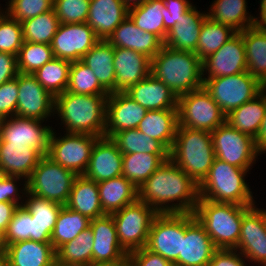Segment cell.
<instances>
[{
  "label": "cell",
  "instance_id": "13",
  "mask_svg": "<svg viewBox=\"0 0 266 266\" xmlns=\"http://www.w3.org/2000/svg\"><path fill=\"white\" fill-rule=\"evenodd\" d=\"M182 238H185V213L158 214L149 230L146 248L178 266Z\"/></svg>",
  "mask_w": 266,
  "mask_h": 266
},
{
  "label": "cell",
  "instance_id": "50",
  "mask_svg": "<svg viewBox=\"0 0 266 266\" xmlns=\"http://www.w3.org/2000/svg\"><path fill=\"white\" fill-rule=\"evenodd\" d=\"M6 13L20 23L53 9V0H9Z\"/></svg>",
  "mask_w": 266,
  "mask_h": 266
},
{
  "label": "cell",
  "instance_id": "20",
  "mask_svg": "<svg viewBox=\"0 0 266 266\" xmlns=\"http://www.w3.org/2000/svg\"><path fill=\"white\" fill-rule=\"evenodd\" d=\"M245 71H247L245 44L239 32L219 50L202 60L203 78L224 77Z\"/></svg>",
  "mask_w": 266,
  "mask_h": 266
},
{
  "label": "cell",
  "instance_id": "43",
  "mask_svg": "<svg viewBox=\"0 0 266 266\" xmlns=\"http://www.w3.org/2000/svg\"><path fill=\"white\" fill-rule=\"evenodd\" d=\"M93 232L90 226L83 230L75 239L60 246L56 259L62 263L90 266L92 265Z\"/></svg>",
  "mask_w": 266,
  "mask_h": 266
},
{
  "label": "cell",
  "instance_id": "28",
  "mask_svg": "<svg viewBox=\"0 0 266 266\" xmlns=\"http://www.w3.org/2000/svg\"><path fill=\"white\" fill-rule=\"evenodd\" d=\"M192 5L182 16L173 28L168 31L164 45L175 50L189 51L196 53V47L200 35L201 26L207 17V12L197 10Z\"/></svg>",
  "mask_w": 266,
  "mask_h": 266
},
{
  "label": "cell",
  "instance_id": "25",
  "mask_svg": "<svg viewBox=\"0 0 266 266\" xmlns=\"http://www.w3.org/2000/svg\"><path fill=\"white\" fill-rule=\"evenodd\" d=\"M129 9L122 0H90L87 24L99 40H107L128 17Z\"/></svg>",
  "mask_w": 266,
  "mask_h": 266
},
{
  "label": "cell",
  "instance_id": "32",
  "mask_svg": "<svg viewBox=\"0 0 266 266\" xmlns=\"http://www.w3.org/2000/svg\"><path fill=\"white\" fill-rule=\"evenodd\" d=\"M113 60L114 47L107 40H99L81 59L108 93L116 92Z\"/></svg>",
  "mask_w": 266,
  "mask_h": 266
},
{
  "label": "cell",
  "instance_id": "54",
  "mask_svg": "<svg viewBox=\"0 0 266 266\" xmlns=\"http://www.w3.org/2000/svg\"><path fill=\"white\" fill-rule=\"evenodd\" d=\"M162 15L165 27V39L168 31L177 23V20L193 5L189 0H164Z\"/></svg>",
  "mask_w": 266,
  "mask_h": 266
},
{
  "label": "cell",
  "instance_id": "21",
  "mask_svg": "<svg viewBox=\"0 0 266 266\" xmlns=\"http://www.w3.org/2000/svg\"><path fill=\"white\" fill-rule=\"evenodd\" d=\"M147 111L125 92L109 93L106 101L105 137L112 138L117 132L136 129Z\"/></svg>",
  "mask_w": 266,
  "mask_h": 266
},
{
  "label": "cell",
  "instance_id": "5",
  "mask_svg": "<svg viewBox=\"0 0 266 266\" xmlns=\"http://www.w3.org/2000/svg\"><path fill=\"white\" fill-rule=\"evenodd\" d=\"M169 158L199 185L215 159L211 132L178 126Z\"/></svg>",
  "mask_w": 266,
  "mask_h": 266
},
{
  "label": "cell",
  "instance_id": "65",
  "mask_svg": "<svg viewBox=\"0 0 266 266\" xmlns=\"http://www.w3.org/2000/svg\"><path fill=\"white\" fill-rule=\"evenodd\" d=\"M1 7H2V6H0V18L6 13V7L3 8L4 10H2Z\"/></svg>",
  "mask_w": 266,
  "mask_h": 266
},
{
  "label": "cell",
  "instance_id": "24",
  "mask_svg": "<svg viewBox=\"0 0 266 266\" xmlns=\"http://www.w3.org/2000/svg\"><path fill=\"white\" fill-rule=\"evenodd\" d=\"M107 41L113 47L131 49L150 59L164 46V42L157 35L138 28L129 16L112 32Z\"/></svg>",
  "mask_w": 266,
  "mask_h": 266
},
{
  "label": "cell",
  "instance_id": "47",
  "mask_svg": "<svg viewBox=\"0 0 266 266\" xmlns=\"http://www.w3.org/2000/svg\"><path fill=\"white\" fill-rule=\"evenodd\" d=\"M54 57L51 45L24 41L17 55L19 73L34 74Z\"/></svg>",
  "mask_w": 266,
  "mask_h": 266
},
{
  "label": "cell",
  "instance_id": "51",
  "mask_svg": "<svg viewBox=\"0 0 266 266\" xmlns=\"http://www.w3.org/2000/svg\"><path fill=\"white\" fill-rule=\"evenodd\" d=\"M31 221V213L26 207L18 206L4 232L6 245L31 240Z\"/></svg>",
  "mask_w": 266,
  "mask_h": 266
},
{
  "label": "cell",
  "instance_id": "46",
  "mask_svg": "<svg viewBox=\"0 0 266 266\" xmlns=\"http://www.w3.org/2000/svg\"><path fill=\"white\" fill-rule=\"evenodd\" d=\"M66 91L81 95L109 96L93 71L81 60L71 62Z\"/></svg>",
  "mask_w": 266,
  "mask_h": 266
},
{
  "label": "cell",
  "instance_id": "63",
  "mask_svg": "<svg viewBox=\"0 0 266 266\" xmlns=\"http://www.w3.org/2000/svg\"><path fill=\"white\" fill-rule=\"evenodd\" d=\"M7 245L5 242L4 232L0 230V251H6Z\"/></svg>",
  "mask_w": 266,
  "mask_h": 266
},
{
  "label": "cell",
  "instance_id": "29",
  "mask_svg": "<svg viewBox=\"0 0 266 266\" xmlns=\"http://www.w3.org/2000/svg\"><path fill=\"white\" fill-rule=\"evenodd\" d=\"M42 155L24 144L0 143V174L19 176L26 181Z\"/></svg>",
  "mask_w": 266,
  "mask_h": 266
},
{
  "label": "cell",
  "instance_id": "41",
  "mask_svg": "<svg viewBox=\"0 0 266 266\" xmlns=\"http://www.w3.org/2000/svg\"><path fill=\"white\" fill-rule=\"evenodd\" d=\"M164 6V0H148L144 4L130 8L128 16L138 28L157 35L164 42L165 27L162 15Z\"/></svg>",
  "mask_w": 266,
  "mask_h": 266
},
{
  "label": "cell",
  "instance_id": "61",
  "mask_svg": "<svg viewBox=\"0 0 266 266\" xmlns=\"http://www.w3.org/2000/svg\"><path fill=\"white\" fill-rule=\"evenodd\" d=\"M124 5L130 9L134 6H138L141 4H144L145 2H147L148 0H122Z\"/></svg>",
  "mask_w": 266,
  "mask_h": 266
},
{
  "label": "cell",
  "instance_id": "23",
  "mask_svg": "<svg viewBox=\"0 0 266 266\" xmlns=\"http://www.w3.org/2000/svg\"><path fill=\"white\" fill-rule=\"evenodd\" d=\"M116 92H125L151 73V59L131 49L114 47Z\"/></svg>",
  "mask_w": 266,
  "mask_h": 266
},
{
  "label": "cell",
  "instance_id": "40",
  "mask_svg": "<svg viewBox=\"0 0 266 266\" xmlns=\"http://www.w3.org/2000/svg\"><path fill=\"white\" fill-rule=\"evenodd\" d=\"M90 219L82 214L63 206L59 211L56 224L51 235V244L56 251L60 246L75 239L87 229Z\"/></svg>",
  "mask_w": 266,
  "mask_h": 266
},
{
  "label": "cell",
  "instance_id": "30",
  "mask_svg": "<svg viewBox=\"0 0 266 266\" xmlns=\"http://www.w3.org/2000/svg\"><path fill=\"white\" fill-rule=\"evenodd\" d=\"M65 206L90 220L105 215L100 202L97 182L84 175H78L75 178Z\"/></svg>",
  "mask_w": 266,
  "mask_h": 266
},
{
  "label": "cell",
  "instance_id": "62",
  "mask_svg": "<svg viewBox=\"0 0 266 266\" xmlns=\"http://www.w3.org/2000/svg\"><path fill=\"white\" fill-rule=\"evenodd\" d=\"M0 266H8V257L6 251H0Z\"/></svg>",
  "mask_w": 266,
  "mask_h": 266
},
{
  "label": "cell",
  "instance_id": "36",
  "mask_svg": "<svg viewBox=\"0 0 266 266\" xmlns=\"http://www.w3.org/2000/svg\"><path fill=\"white\" fill-rule=\"evenodd\" d=\"M247 4L246 0H214L208 8L207 17L241 32L256 22L257 16L247 11Z\"/></svg>",
  "mask_w": 266,
  "mask_h": 266
},
{
  "label": "cell",
  "instance_id": "27",
  "mask_svg": "<svg viewBox=\"0 0 266 266\" xmlns=\"http://www.w3.org/2000/svg\"><path fill=\"white\" fill-rule=\"evenodd\" d=\"M31 213V240L51 243L56 219L63 205L26 192L23 204Z\"/></svg>",
  "mask_w": 266,
  "mask_h": 266
},
{
  "label": "cell",
  "instance_id": "18",
  "mask_svg": "<svg viewBox=\"0 0 266 266\" xmlns=\"http://www.w3.org/2000/svg\"><path fill=\"white\" fill-rule=\"evenodd\" d=\"M99 41L93 29L85 23H60L53 37L51 48L55 58L70 62L82 57Z\"/></svg>",
  "mask_w": 266,
  "mask_h": 266
},
{
  "label": "cell",
  "instance_id": "10",
  "mask_svg": "<svg viewBox=\"0 0 266 266\" xmlns=\"http://www.w3.org/2000/svg\"><path fill=\"white\" fill-rule=\"evenodd\" d=\"M157 215L152 207L139 200L112 213L118 242L127 253L146 247L149 230Z\"/></svg>",
  "mask_w": 266,
  "mask_h": 266
},
{
  "label": "cell",
  "instance_id": "15",
  "mask_svg": "<svg viewBox=\"0 0 266 266\" xmlns=\"http://www.w3.org/2000/svg\"><path fill=\"white\" fill-rule=\"evenodd\" d=\"M250 263L266 266V225L265 208L255 204L244 213L241 223L240 238L235 248Z\"/></svg>",
  "mask_w": 266,
  "mask_h": 266
},
{
  "label": "cell",
  "instance_id": "6",
  "mask_svg": "<svg viewBox=\"0 0 266 266\" xmlns=\"http://www.w3.org/2000/svg\"><path fill=\"white\" fill-rule=\"evenodd\" d=\"M249 207L199 197L194 216L203 225L217 249H235L240 238L243 213Z\"/></svg>",
  "mask_w": 266,
  "mask_h": 266
},
{
  "label": "cell",
  "instance_id": "2",
  "mask_svg": "<svg viewBox=\"0 0 266 266\" xmlns=\"http://www.w3.org/2000/svg\"><path fill=\"white\" fill-rule=\"evenodd\" d=\"M107 97L65 91L55 97L54 117H59L64 132L104 137Z\"/></svg>",
  "mask_w": 266,
  "mask_h": 266
},
{
  "label": "cell",
  "instance_id": "59",
  "mask_svg": "<svg viewBox=\"0 0 266 266\" xmlns=\"http://www.w3.org/2000/svg\"><path fill=\"white\" fill-rule=\"evenodd\" d=\"M256 146L260 155L266 153V113L261 123L257 138L255 139Z\"/></svg>",
  "mask_w": 266,
  "mask_h": 266
},
{
  "label": "cell",
  "instance_id": "19",
  "mask_svg": "<svg viewBox=\"0 0 266 266\" xmlns=\"http://www.w3.org/2000/svg\"><path fill=\"white\" fill-rule=\"evenodd\" d=\"M216 250L194 213H185V238H182L178 266H208Z\"/></svg>",
  "mask_w": 266,
  "mask_h": 266
},
{
  "label": "cell",
  "instance_id": "11",
  "mask_svg": "<svg viewBox=\"0 0 266 266\" xmlns=\"http://www.w3.org/2000/svg\"><path fill=\"white\" fill-rule=\"evenodd\" d=\"M54 130L56 131L53 128L50 136L47 156L76 175H83L87 170L93 145L99 137L68 132H63L62 136Z\"/></svg>",
  "mask_w": 266,
  "mask_h": 266
},
{
  "label": "cell",
  "instance_id": "48",
  "mask_svg": "<svg viewBox=\"0 0 266 266\" xmlns=\"http://www.w3.org/2000/svg\"><path fill=\"white\" fill-rule=\"evenodd\" d=\"M90 0H53V9L59 23L77 24L87 22Z\"/></svg>",
  "mask_w": 266,
  "mask_h": 266
},
{
  "label": "cell",
  "instance_id": "60",
  "mask_svg": "<svg viewBox=\"0 0 266 266\" xmlns=\"http://www.w3.org/2000/svg\"><path fill=\"white\" fill-rule=\"evenodd\" d=\"M260 6H259V15L256 14L258 17H256L255 25L262 31H266V0H259Z\"/></svg>",
  "mask_w": 266,
  "mask_h": 266
},
{
  "label": "cell",
  "instance_id": "16",
  "mask_svg": "<svg viewBox=\"0 0 266 266\" xmlns=\"http://www.w3.org/2000/svg\"><path fill=\"white\" fill-rule=\"evenodd\" d=\"M93 232L92 265H127L128 253L118 242L112 214L90 220Z\"/></svg>",
  "mask_w": 266,
  "mask_h": 266
},
{
  "label": "cell",
  "instance_id": "22",
  "mask_svg": "<svg viewBox=\"0 0 266 266\" xmlns=\"http://www.w3.org/2000/svg\"><path fill=\"white\" fill-rule=\"evenodd\" d=\"M123 154L108 137H99L93 145L86 178L100 182L122 176Z\"/></svg>",
  "mask_w": 266,
  "mask_h": 266
},
{
  "label": "cell",
  "instance_id": "64",
  "mask_svg": "<svg viewBox=\"0 0 266 266\" xmlns=\"http://www.w3.org/2000/svg\"><path fill=\"white\" fill-rule=\"evenodd\" d=\"M51 266H79V265L62 263V262L58 261L57 259H55L54 262L51 264Z\"/></svg>",
  "mask_w": 266,
  "mask_h": 266
},
{
  "label": "cell",
  "instance_id": "57",
  "mask_svg": "<svg viewBox=\"0 0 266 266\" xmlns=\"http://www.w3.org/2000/svg\"><path fill=\"white\" fill-rule=\"evenodd\" d=\"M18 73L17 56L0 52V85L14 79Z\"/></svg>",
  "mask_w": 266,
  "mask_h": 266
},
{
  "label": "cell",
  "instance_id": "31",
  "mask_svg": "<svg viewBox=\"0 0 266 266\" xmlns=\"http://www.w3.org/2000/svg\"><path fill=\"white\" fill-rule=\"evenodd\" d=\"M8 266H51L56 252L51 243L32 240L7 245Z\"/></svg>",
  "mask_w": 266,
  "mask_h": 266
},
{
  "label": "cell",
  "instance_id": "17",
  "mask_svg": "<svg viewBox=\"0 0 266 266\" xmlns=\"http://www.w3.org/2000/svg\"><path fill=\"white\" fill-rule=\"evenodd\" d=\"M16 115L40 121L54 116L55 97L37 81L33 74L18 73Z\"/></svg>",
  "mask_w": 266,
  "mask_h": 266
},
{
  "label": "cell",
  "instance_id": "44",
  "mask_svg": "<svg viewBox=\"0 0 266 266\" xmlns=\"http://www.w3.org/2000/svg\"><path fill=\"white\" fill-rule=\"evenodd\" d=\"M71 62L60 58H53L46 62L33 75L37 81L53 97L63 94L66 91Z\"/></svg>",
  "mask_w": 266,
  "mask_h": 266
},
{
  "label": "cell",
  "instance_id": "66",
  "mask_svg": "<svg viewBox=\"0 0 266 266\" xmlns=\"http://www.w3.org/2000/svg\"><path fill=\"white\" fill-rule=\"evenodd\" d=\"M90 266H127V265H90Z\"/></svg>",
  "mask_w": 266,
  "mask_h": 266
},
{
  "label": "cell",
  "instance_id": "58",
  "mask_svg": "<svg viewBox=\"0 0 266 266\" xmlns=\"http://www.w3.org/2000/svg\"><path fill=\"white\" fill-rule=\"evenodd\" d=\"M18 204L11 202H0V230L5 232L11 221Z\"/></svg>",
  "mask_w": 266,
  "mask_h": 266
},
{
  "label": "cell",
  "instance_id": "3",
  "mask_svg": "<svg viewBox=\"0 0 266 266\" xmlns=\"http://www.w3.org/2000/svg\"><path fill=\"white\" fill-rule=\"evenodd\" d=\"M151 74L167 85L177 98L203 87L202 60L194 52L164 45L151 59Z\"/></svg>",
  "mask_w": 266,
  "mask_h": 266
},
{
  "label": "cell",
  "instance_id": "1",
  "mask_svg": "<svg viewBox=\"0 0 266 266\" xmlns=\"http://www.w3.org/2000/svg\"><path fill=\"white\" fill-rule=\"evenodd\" d=\"M138 200L158 214L194 213L199 185L169 158L140 186Z\"/></svg>",
  "mask_w": 266,
  "mask_h": 266
},
{
  "label": "cell",
  "instance_id": "42",
  "mask_svg": "<svg viewBox=\"0 0 266 266\" xmlns=\"http://www.w3.org/2000/svg\"><path fill=\"white\" fill-rule=\"evenodd\" d=\"M236 33L230 26L215 22L206 17L201 26L195 54L201 60L205 59L208 55L219 50Z\"/></svg>",
  "mask_w": 266,
  "mask_h": 266
},
{
  "label": "cell",
  "instance_id": "56",
  "mask_svg": "<svg viewBox=\"0 0 266 266\" xmlns=\"http://www.w3.org/2000/svg\"><path fill=\"white\" fill-rule=\"evenodd\" d=\"M248 260L236 249H217L208 266H249Z\"/></svg>",
  "mask_w": 266,
  "mask_h": 266
},
{
  "label": "cell",
  "instance_id": "34",
  "mask_svg": "<svg viewBox=\"0 0 266 266\" xmlns=\"http://www.w3.org/2000/svg\"><path fill=\"white\" fill-rule=\"evenodd\" d=\"M102 210L112 214L138 200V188L124 176L97 183Z\"/></svg>",
  "mask_w": 266,
  "mask_h": 266
},
{
  "label": "cell",
  "instance_id": "33",
  "mask_svg": "<svg viewBox=\"0 0 266 266\" xmlns=\"http://www.w3.org/2000/svg\"><path fill=\"white\" fill-rule=\"evenodd\" d=\"M178 127V109L148 110L137 129L171 150Z\"/></svg>",
  "mask_w": 266,
  "mask_h": 266
},
{
  "label": "cell",
  "instance_id": "7",
  "mask_svg": "<svg viewBox=\"0 0 266 266\" xmlns=\"http://www.w3.org/2000/svg\"><path fill=\"white\" fill-rule=\"evenodd\" d=\"M77 176L44 155L27 180V192L65 206Z\"/></svg>",
  "mask_w": 266,
  "mask_h": 266
},
{
  "label": "cell",
  "instance_id": "39",
  "mask_svg": "<svg viewBox=\"0 0 266 266\" xmlns=\"http://www.w3.org/2000/svg\"><path fill=\"white\" fill-rule=\"evenodd\" d=\"M122 154L148 153L153 155H169V150L158 140L136 129L117 132L111 138Z\"/></svg>",
  "mask_w": 266,
  "mask_h": 266
},
{
  "label": "cell",
  "instance_id": "37",
  "mask_svg": "<svg viewBox=\"0 0 266 266\" xmlns=\"http://www.w3.org/2000/svg\"><path fill=\"white\" fill-rule=\"evenodd\" d=\"M239 33L245 44L247 72L266 87V31L254 25Z\"/></svg>",
  "mask_w": 266,
  "mask_h": 266
},
{
  "label": "cell",
  "instance_id": "53",
  "mask_svg": "<svg viewBox=\"0 0 266 266\" xmlns=\"http://www.w3.org/2000/svg\"><path fill=\"white\" fill-rule=\"evenodd\" d=\"M18 92L17 76L0 85V120L16 115Z\"/></svg>",
  "mask_w": 266,
  "mask_h": 266
},
{
  "label": "cell",
  "instance_id": "12",
  "mask_svg": "<svg viewBox=\"0 0 266 266\" xmlns=\"http://www.w3.org/2000/svg\"><path fill=\"white\" fill-rule=\"evenodd\" d=\"M211 137L216 158L243 169L256 164L260 153L251 136L224 122L211 132Z\"/></svg>",
  "mask_w": 266,
  "mask_h": 266
},
{
  "label": "cell",
  "instance_id": "35",
  "mask_svg": "<svg viewBox=\"0 0 266 266\" xmlns=\"http://www.w3.org/2000/svg\"><path fill=\"white\" fill-rule=\"evenodd\" d=\"M266 113V88L253 100L245 102L226 115L225 122L256 139Z\"/></svg>",
  "mask_w": 266,
  "mask_h": 266
},
{
  "label": "cell",
  "instance_id": "8",
  "mask_svg": "<svg viewBox=\"0 0 266 266\" xmlns=\"http://www.w3.org/2000/svg\"><path fill=\"white\" fill-rule=\"evenodd\" d=\"M203 81L204 88L225 115L253 100L266 88L247 71L224 77L203 78Z\"/></svg>",
  "mask_w": 266,
  "mask_h": 266
},
{
  "label": "cell",
  "instance_id": "55",
  "mask_svg": "<svg viewBox=\"0 0 266 266\" xmlns=\"http://www.w3.org/2000/svg\"><path fill=\"white\" fill-rule=\"evenodd\" d=\"M127 266H174V264L143 247L128 253Z\"/></svg>",
  "mask_w": 266,
  "mask_h": 266
},
{
  "label": "cell",
  "instance_id": "67",
  "mask_svg": "<svg viewBox=\"0 0 266 266\" xmlns=\"http://www.w3.org/2000/svg\"><path fill=\"white\" fill-rule=\"evenodd\" d=\"M265 225H266V209H265Z\"/></svg>",
  "mask_w": 266,
  "mask_h": 266
},
{
  "label": "cell",
  "instance_id": "4",
  "mask_svg": "<svg viewBox=\"0 0 266 266\" xmlns=\"http://www.w3.org/2000/svg\"><path fill=\"white\" fill-rule=\"evenodd\" d=\"M251 169L233 166L215 157L208 175L199 184V197L214 202L234 203L253 206L257 199L253 196L249 182L245 178Z\"/></svg>",
  "mask_w": 266,
  "mask_h": 266
},
{
  "label": "cell",
  "instance_id": "49",
  "mask_svg": "<svg viewBox=\"0 0 266 266\" xmlns=\"http://www.w3.org/2000/svg\"><path fill=\"white\" fill-rule=\"evenodd\" d=\"M23 42L21 23L5 13L0 18V52L17 56Z\"/></svg>",
  "mask_w": 266,
  "mask_h": 266
},
{
  "label": "cell",
  "instance_id": "52",
  "mask_svg": "<svg viewBox=\"0 0 266 266\" xmlns=\"http://www.w3.org/2000/svg\"><path fill=\"white\" fill-rule=\"evenodd\" d=\"M21 185L23 186L19 188ZM26 192L27 181L24 178L0 174V202H11L22 206Z\"/></svg>",
  "mask_w": 266,
  "mask_h": 266
},
{
  "label": "cell",
  "instance_id": "38",
  "mask_svg": "<svg viewBox=\"0 0 266 266\" xmlns=\"http://www.w3.org/2000/svg\"><path fill=\"white\" fill-rule=\"evenodd\" d=\"M169 155L148 153L123 154L122 176L138 189L165 162Z\"/></svg>",
  "mask_w": 266,
  "mask_h": 266
},
{
  "label": "cell",
  "instance_id": "14",
  "mask_svg": "<svg viewBox=\"0 0 266 266\" xmlns=\"http://www.w3.org/2000/svg\"><path fill=\"white\" fill-rule=\"evenodd\" d=\"M45 123V124H43ZM20 116L0 120V143L24 144L36 149L42 156L48 154L52 126Z\"/></svg>",
  "mask_w": 266,
  "mask_h": 266
},
{
  "label": "cell",
  "instance_id": "26",
  "mask_svg": "<svg viewBox=\"0 0 266 266\" xmlns=\"http://www.w3.org/2000/svg\"><path fill=\"white\" fill-rule=\"evenodd\" d=\"M125 93L147 110L178 109L177 96L151 73Z\"/></svg>",
  "mask_w": 266,
  "mask_h": 266
},
{
  "label": "cell",
  "instance_id": "9",
  "mask_svg": "<svg viewBox=\"0 0 266 266\" xmlns=\"http://www.w3.org/2000/svg\"><path fill=\"white\" fill-rule=\"evenodd\" d=\"M178 126L214 131L225 122L226 115L203 87L178 97Z\"/></svg>",
  "mask_w": 266,
  "mask_h": 266
},
{
  "label": "cell",
  "instance_id": "45",
  "mask_svg": "<svg viewBox=\"0 0 266 266\" xmlns=\"http://www.w3.org/2000/svg\"><path fill=\"white\" fill-rule=\"evenodd\" d=\"M54 9L21 22L23 40L51 45L59 26Z\"/></svg>",
  "mask_w": 266,
  "mask_h": 266
}]
</instances>
